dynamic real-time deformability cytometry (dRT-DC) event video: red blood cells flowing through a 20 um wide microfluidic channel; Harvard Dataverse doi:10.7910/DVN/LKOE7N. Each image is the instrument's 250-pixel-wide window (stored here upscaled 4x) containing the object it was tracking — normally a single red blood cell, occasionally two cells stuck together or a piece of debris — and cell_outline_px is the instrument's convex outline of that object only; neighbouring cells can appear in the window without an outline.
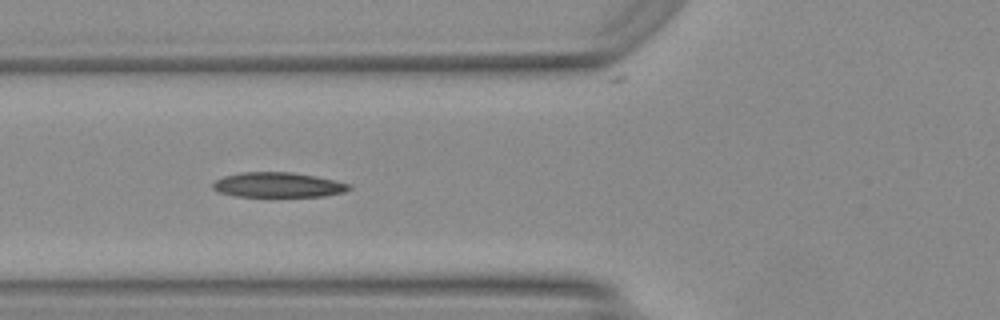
{"species": "Egyptian fruit bat (a non-hibernating species)", "species_latin": "Rousettus aegyptiacus", "temperature_condition": "warm", "stored_images_in_passage": 32, "camera_frame_rate_fps": 3000, "um_per_image_px": 0.085, "animal": {"sex": "female"}, "frame": {"image": 1, "passage_image": 2, "time_ms": 0.333, "image_size_px": [1000, 320], "cell_outline_px": [[352, 188], [344, 192], [324, 196], [236, 196], [220, 192], [212, 188], [212, 184], [216, 180], [224, 176], [240, 172], [292, 172], [332, 180], [348, 184]], "centroid_in_image_um": [23.59, 15.71], "position_along_channel_um": 102.2, "area_um2": 19.48}}
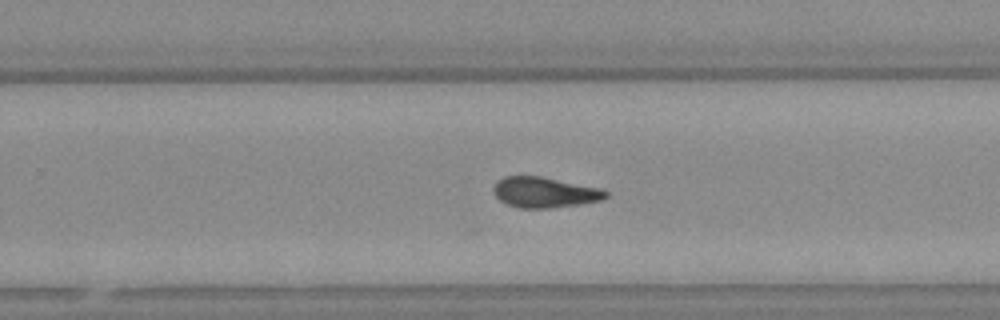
{"frame": {"image": 2, "passage_image": 15, "time_ms": 4.667, "image_size_px": [1000, 320], "cell_outline_px": [[608, 196], [600, 200], [576, 204], [548, 208], [520, 208], [508, 204], [500, 200], [496, 196], [492, 188], [496, 180], [504, 176], [540, 176], [604, 188], [608, 192]], "centroid_in_image_um": [46.28, 16.33], "position_along_channel_um": 283.5, "area_um2": 20.0}}
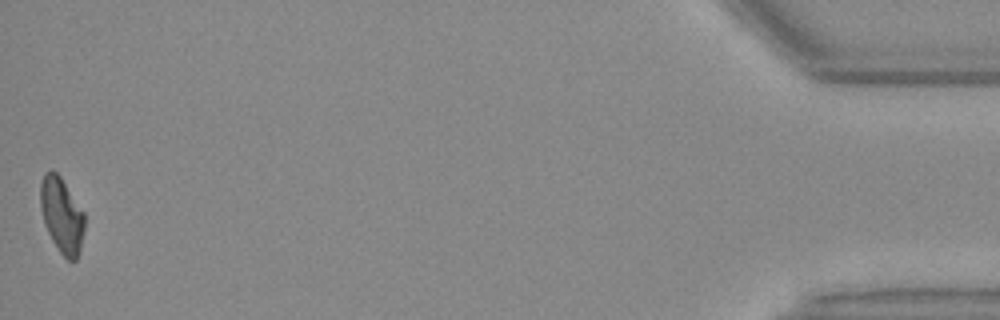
{"frame": {"image": 3, "passage_image": 32, "time_ms": 10.333, "image_size_px": [1000, 320], "cell_outline_px": [[84, 228], [80, 252], [76, 260], [68, 260], [60, 252], [52, 240], [44, 224], [40, 208], [40, 184], [44, 172], [56, 172], [60, 176], [84, 212]], "centroid_in_image_um": [5.24, 18.3], "position_along_channel_um": 430.0, "area_um2": 19.31}, "authors_computed_cell_mechanics": {"area_um2": 19.6231, "velocity_mm_per_s": 4.1864, "shape_relaxation_time_tau1_ms": null, "shape_relaxation_time_tau2_ms": 3.1865, "deformation_change_tau1": null, "deformation_change_tau2": 0.0656}}